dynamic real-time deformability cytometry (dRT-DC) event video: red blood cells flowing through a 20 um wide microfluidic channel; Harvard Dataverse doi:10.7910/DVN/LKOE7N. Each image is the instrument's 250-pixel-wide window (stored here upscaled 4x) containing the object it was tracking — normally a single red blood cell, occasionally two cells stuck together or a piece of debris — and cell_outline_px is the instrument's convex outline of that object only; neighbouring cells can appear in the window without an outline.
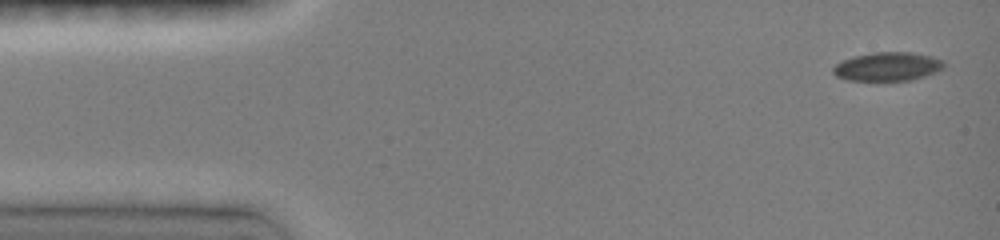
{"species": "common noctule bat (a hibernating species)", "species_latin": "Nyctalus noctula", "temperature_condition": "room temperature", "stored_images_in_passage": 10, "camera_frame_rate_fps": 3000, "um_per_image_px": 0.085, "animal": {"sex": "female", "body_mass_g": 19.0, "forearm_length_mm": 51.5}, "frame": {"image": 1, "passage_image": 1, "time_ms": 0.0, "image_size_px": [1000, 240], "cell_outline_px": [[944, 68], [936, 72], [912, 80], [848, 80], [836, 76], [832, 72], [832, 68], [840, 60], [852, 56], [872, 52], [912, 52], [932, 56], [944, 60]], "centroid_in_image_um": [75.43, 5.64], "position_along_channel_um": 9.6, "area_um2": 18.73}}
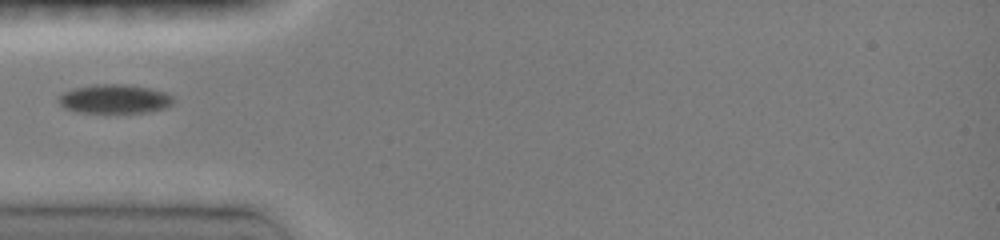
{"frame": {"image": 2, "passage_image": 5, "time_ms": 4.333, "image_size_px": [1000, 240], "cell_outline_px": [[172, 104], [164, 108], [148, 112], [80, 112], [64, 108], [56, 100], [64, 92], [76, 88], [92, 84], [124, 84], [148, 88], [164, 92], [172, 96]], "centroid_in_image_um": [9.71, 8.41], "position_along_channel_um": 75.3, "area_um2": 19.13}}
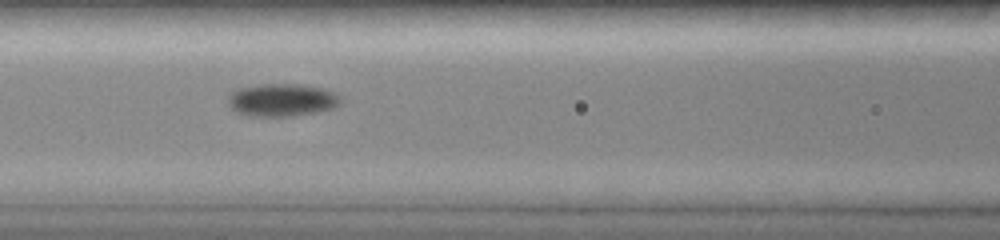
{"frame": {"image": 3, "passage_image": 7, "time_ms": 6.0, "image_size_px": [1000, 240], "cell_outline_px": [[340, 104], [332, 108], [316, 112], [292, 116], [248, 116], [236, 112], [228, 104], [228, 96], [232, 92], [240, 88], [264, 84], [300, 84], [320, 88], [332, 92], [340, 96]], "centroid_in_image_um": [23.94, 8.51], "position_along_channel_um": 142.7, "area_um2": 21.27}}